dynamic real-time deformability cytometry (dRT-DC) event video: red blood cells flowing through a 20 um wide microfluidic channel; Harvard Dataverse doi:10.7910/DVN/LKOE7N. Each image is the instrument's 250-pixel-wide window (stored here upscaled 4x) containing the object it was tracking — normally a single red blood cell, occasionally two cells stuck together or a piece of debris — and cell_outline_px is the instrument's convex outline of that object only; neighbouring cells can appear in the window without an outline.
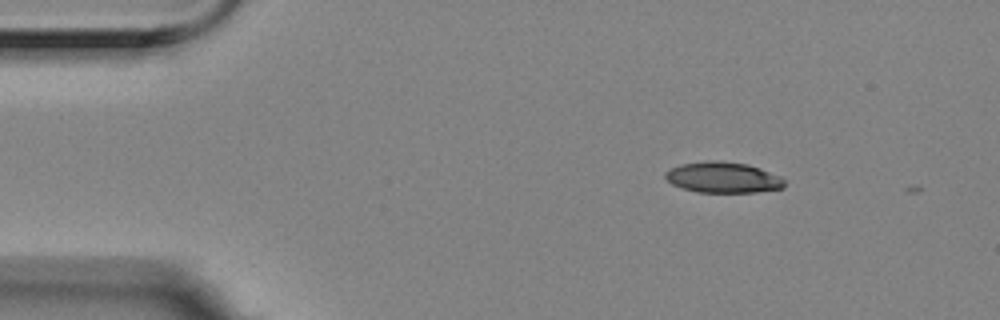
{"species": "Egyptian fruit bat (a non-hibernating species)", "species_latin": "Rousettus aegyptiacus", "temperature_condition": "room temperature", "stored_images_in_passage": 4, "camera_frame_rate_fps": 3000, "um_per_image_px": 0.085, "animal": {"sex": "female"}, "frame": {"image": 1, "passage_image": 1, "time_ms": 0.0, "image_size_px": [1000, 320], "cell_outline_px": [[784, 188], [756, 192], [696, 192], [672, 184], [664, 176], [664, 172], [680, 164], [704, 160], [720, 160], [748, 164], [760, 168], [780, 176], [784, 180]], "centroid_in_image_um": [61.45, 15.07], "position_along_channel_um": 23.6, "area_um2": 21.5}}